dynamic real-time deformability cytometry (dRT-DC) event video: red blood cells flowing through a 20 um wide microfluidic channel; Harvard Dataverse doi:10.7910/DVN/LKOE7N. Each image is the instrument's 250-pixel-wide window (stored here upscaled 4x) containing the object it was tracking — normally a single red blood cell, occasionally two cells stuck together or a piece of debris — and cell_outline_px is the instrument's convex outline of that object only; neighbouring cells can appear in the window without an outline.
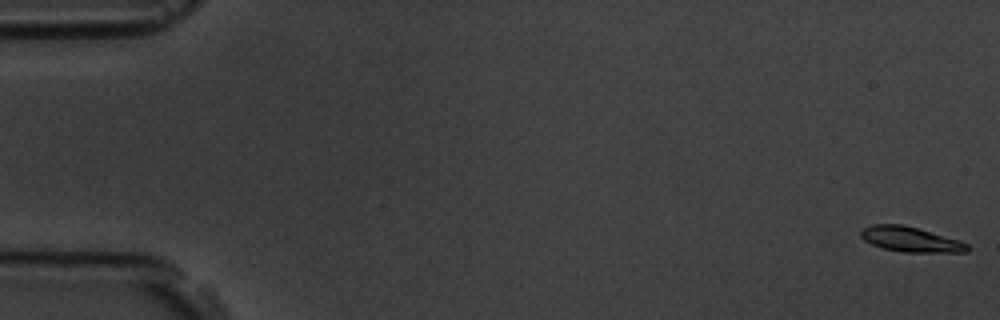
{"species": "common noctule bat (a hibernating species)", "species_latin": "Nyctalus noctula", "temperature_condition": "room temperature", "stored_images_in_passage": 7, "camera_frame_rate_fps": 3000, "um_per_image_px": 0.085, "animal": {"sex": "male", "body_mass_g": 19.5, "forearm_length_mm": 54.6}, "frame": {"image": 1, "passage_image": 1, "time_ms": 0.0, "image_size_px": [1000, 320], "cell_outline_px": [[972, 248], [968, 252], [904, 252], [880, 248], [864, 240], [860, 236], [860, 228], [872, 224], [900, 224], [916, 228], [960, 240], [968, 244]], "centroid_in_image_um": [77.38, 20.35], "position_along_channel_um": 7.6, "area_um2": 15.66}}
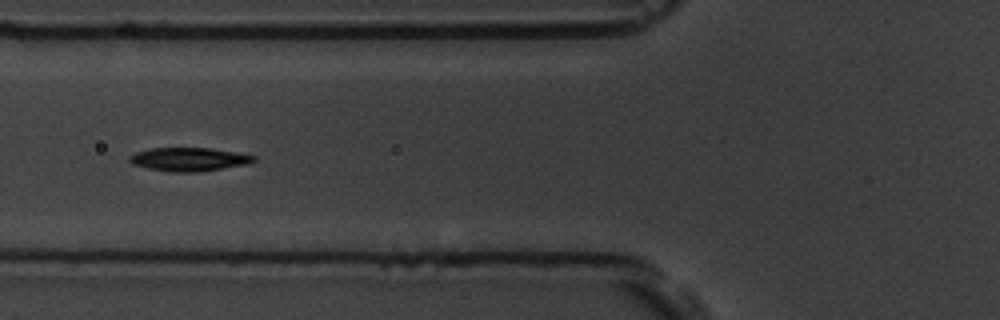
{"frame": {"image": 2, "passage_image": 6, "time_ms": 7.0, "image_size_px": [1000, 320], "cell_outline_px": [[256, 160], [252, 164], [200, 172], [168, 172], [148, 168], [132, 164], [128, 160], [128, 156], [136, 152], [148, 148], [208, 148], [236, 152], [256, 156]], "centroid_in_image_um": [16.08, 13.55], "position_along_channel_um": 109.7, "area_um2": 17.34}}
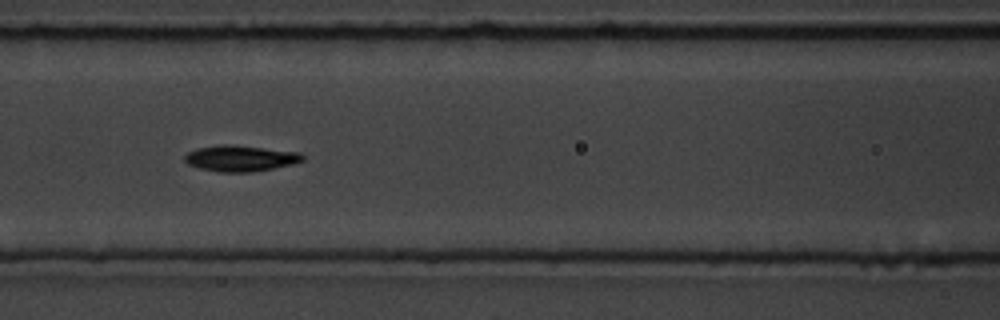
{"frame": {"image": 3, "passage_image": 7, "time_ms": 8.0, "image_size_px": [1000, 320], "cell_outline_px": [[304, 160], [296, 164], [252, 172], [220, 172], [200, 168], [188, 164], [184, 160], [184, 156], [188, 152], [196, 148], [220, 144], [232, 144], [300, 152], [304, 156]], "centroid_in_image_um": [20.46, 13.45], "position_along_channel_um": 146.1, "area_um2": 18.09}}